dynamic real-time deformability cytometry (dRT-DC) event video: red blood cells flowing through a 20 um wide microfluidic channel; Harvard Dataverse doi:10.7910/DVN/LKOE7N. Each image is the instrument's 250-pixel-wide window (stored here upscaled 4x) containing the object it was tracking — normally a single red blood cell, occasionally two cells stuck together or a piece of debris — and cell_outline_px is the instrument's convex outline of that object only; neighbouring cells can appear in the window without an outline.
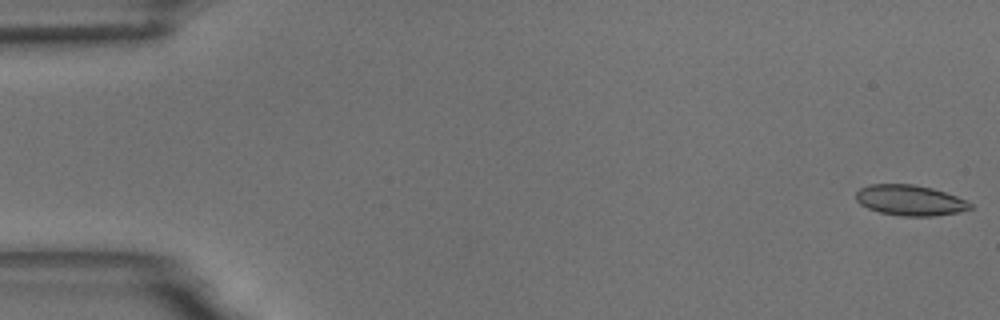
{"species": "common noctule bat (a hibernating species)", "species_latin": "Nyctalus noctula", "temperature_condition": "room temperature", "stored_images_in_passage": 55, "camera_frame_rate_fps": 3000, "um_per_image_px": 0.085, "animal": {"sex": "male", "body_mass_g": 18.8}, "frame": {"image": 1, "passage_image": 1, "time_ms": 0.0, "image_size_px": [1000, 320], "cell_outline_px": [[972, 208], [960, 212], [932, 216], [900, 216], [880, 212], [868, 208], [860, 204], [856, 200], [856, 192], [860, 188], [872, 184], [912, 184], [932, 188], [956, 196], [972, 204]], "centroid_in_image_um": [77.34, 17.03], "position_along_channel_um": 7.7, "area_um2": 20.23}}
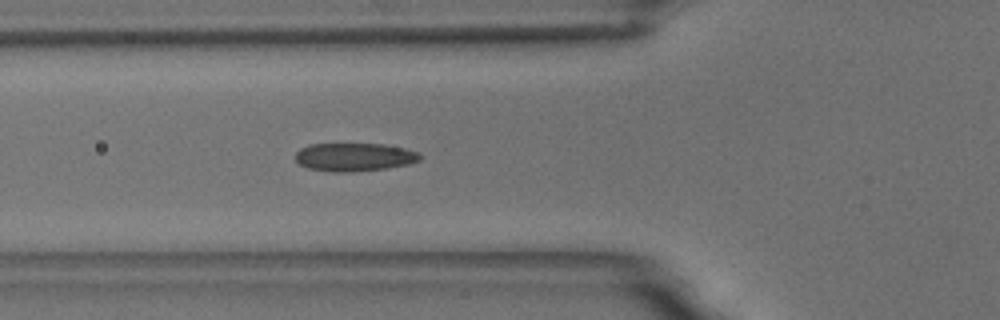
{"frame": {"image": 2, "passage_image": 20, "time_ms": 6.333, "image_size_px": [1000, 320], "cell_outline_px": [[420, 160], [408, 164], [388, 168], [352, 172], [332, 172], [308, 168], [300, 164], [296, 160], [296, 152], [300, 148], [308, 144], [384, 144], [404, 148], [420, 152]], "centroid_in_image_um": [30.12, 13.35], "position_along_channel_um": 95.7, "area_um2": 20.58}}
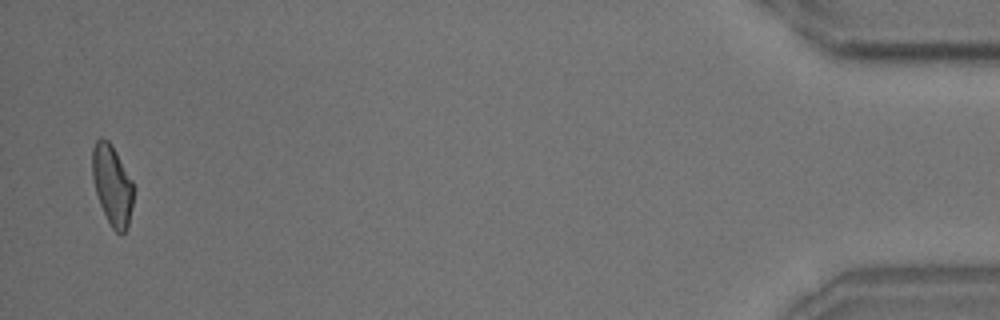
{"frame": {"image": 3, "passage_image": 54, "time_ms": 17.667, "image_size_px": [1000, 320], "cell_outline_px": [[132, 208], [128, 224], [124, 232], [120, 236], [112, 228], [100, 204], [96, 192], [92, 176], [92, 148], [96, 140], [100, 136], [108, 140], [116, 152], [132, 180]], "centroid_in_image_um": [9.52, 15.71], "position_along_channel_um": 425.7, "area_um2": 19.02}, "authors_computed_cell_mechanics": {"area_um2": 20.4034, "velocity_mm_per_s": 3.6734, "shape_relaxation_time_tau1_ms": 5.6846, "shape_relaxation_time_tau2_ms": 1.6665, "deformation_change_tau1": 0.1312, "deformation_change_tau2": 0.0786}}